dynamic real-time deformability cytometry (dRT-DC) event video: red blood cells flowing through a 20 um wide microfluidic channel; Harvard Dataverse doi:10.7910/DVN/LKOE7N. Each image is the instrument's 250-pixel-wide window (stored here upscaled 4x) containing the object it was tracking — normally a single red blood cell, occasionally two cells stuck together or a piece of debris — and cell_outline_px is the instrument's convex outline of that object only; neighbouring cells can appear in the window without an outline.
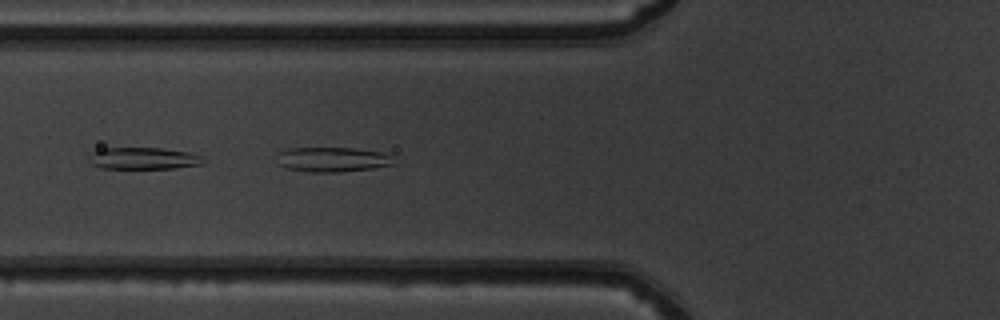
{"species": "common noctule bat (a hibernating species)", "species_latin": "Nyctalus noctula", "temperature_condition": "warm", "stored_images_in_passage": 6, "camera_frame_rate_fps": 3000, "um_per_image_px": 0.085, "animal": {"sex": "male", "body_mass_g": 19.5, "forearm_length_mm": 54.6}, "frame": {"image": 1, "passage_image": 3, "time_ms": 0.667, "image_size_px": [1000, 320], "cell_outline_px": [[396, 164], [372, 168], [340, 172], [308, 172], [288, 168], [276, 164], [280, 152], [288, 148], [356, 148], [380, 152], [392, 156]], "centroid_in_image_um": [28.26, 13.56], "position_along_channel_um": 97.5, "area_um2": 16.88}}